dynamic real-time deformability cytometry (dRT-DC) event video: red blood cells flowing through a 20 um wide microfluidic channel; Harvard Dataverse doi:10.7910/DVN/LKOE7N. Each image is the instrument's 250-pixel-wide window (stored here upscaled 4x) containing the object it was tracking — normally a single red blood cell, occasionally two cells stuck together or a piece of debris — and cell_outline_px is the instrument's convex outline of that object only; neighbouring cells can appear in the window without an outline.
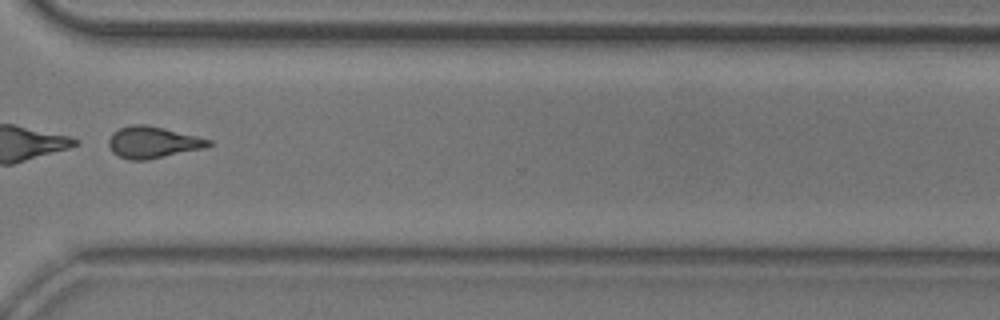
{"species": "common noctule bat (a hibernating species)", "species_latin": "Nyctalus noctula", "temperature_condition": "room temperature", "stored_images_in_passage": 50, "camera_frame_rate_fps": 3000, "um_per_image_px": 0.085, "animal": {"sex": "male", "body_mass_g": 20.5, "forearm_length_mm": 52.5}, "frame": {"image": 1, "passage_image": 38, "time_ms": 12.333, "image_size_px": [1000, 320], "cell_outline_px": [[212, 144], [204, 148], [148, 160], [128, 160], [112, 152], [108, 144], [108, 140], [112, 132], [120, 128], [132, 124], [144, 124], [164, 128], [212, 140]], "centroid_in_image_um": [12.97, 12.1], "position_along_channel_um": 357.6, "area_um2": 18.38}}